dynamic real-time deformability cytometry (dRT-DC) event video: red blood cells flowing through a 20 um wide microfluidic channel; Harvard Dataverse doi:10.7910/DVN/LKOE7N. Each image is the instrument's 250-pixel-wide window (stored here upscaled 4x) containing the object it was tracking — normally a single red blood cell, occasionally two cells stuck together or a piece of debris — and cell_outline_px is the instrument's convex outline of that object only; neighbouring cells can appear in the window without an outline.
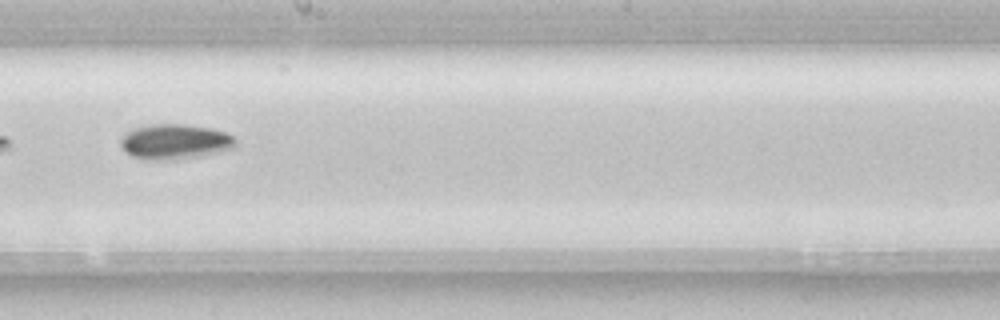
{"species": "common noctule bat (a hibernating species)", "species_latin": "Nyctalus noctula", "temperature_condition": "room temperature", "stored_images_in_passage": 16, "camera_frame_rate_fps": 3000, "um_per_image_px": 0.085, "animal": {"sex": "female", "body_mass_g": 22.7, "forearm_length_mm": 54.2}, "frame": {"image": 1, "passage_image": 14, "time_ms": 4.333, "image_size_px": [1000, 320], "cell_outline_px": [[236, 148], [204, 156], [176, 160], [168, 160], [132, 156], [120, 144], [120, 140], [128, 132], [136, 128], [152, 124], [184, 124], [208, 128], [224, 132], [232, 136], [236, 140]], "centroid_in_image_um": [14.95, 12.05], "position_along_channel_um": 233.3, "area_um2": 23.24}}